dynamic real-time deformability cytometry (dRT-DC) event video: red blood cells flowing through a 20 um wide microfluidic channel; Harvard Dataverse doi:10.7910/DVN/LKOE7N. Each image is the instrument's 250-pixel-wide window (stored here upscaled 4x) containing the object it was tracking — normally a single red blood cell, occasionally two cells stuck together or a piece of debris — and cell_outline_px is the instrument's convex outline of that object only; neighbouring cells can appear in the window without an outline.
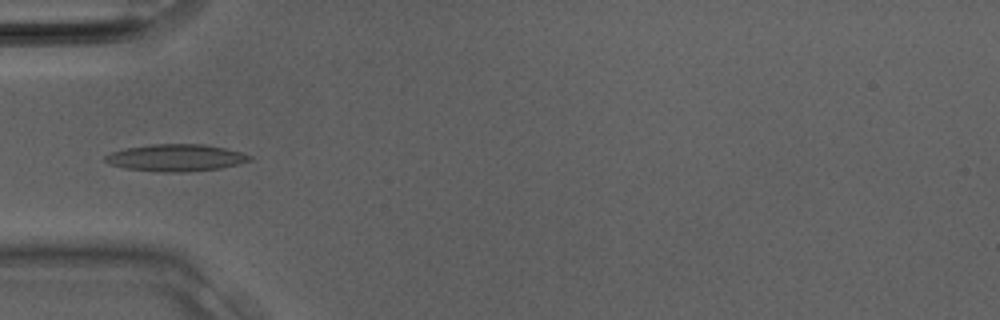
{"species": "Egyptian fruit bat (a non-hibernating species)", "species_latin": "Rousettus aegyptiacus", "temperature_condition": "room temperature", "stored_images_in_passage": 17, "camera_frame_rate_fps": 3000, "um_per_image_px": 0.085, "animal": {"sex": "male"}, "frame": {"image": 1, "passage_image": 10, "time_ms": 3.0, "image_size_px": [1000, 320], "cell_outline_px": [[252, 160], [240, 164], [220, 168], [188, 172], [160, 172], [124, 168], [108, 164], [104, 160], [104, 156], [112, 152], [124, 148], [152, 144], [204, 144], [224, 148], [240, 152], [252, 156]], "centroid_in_image_um": [14.94, 13.41], "position_along_channel_um": 70.1, "area_um2": 22.89}}